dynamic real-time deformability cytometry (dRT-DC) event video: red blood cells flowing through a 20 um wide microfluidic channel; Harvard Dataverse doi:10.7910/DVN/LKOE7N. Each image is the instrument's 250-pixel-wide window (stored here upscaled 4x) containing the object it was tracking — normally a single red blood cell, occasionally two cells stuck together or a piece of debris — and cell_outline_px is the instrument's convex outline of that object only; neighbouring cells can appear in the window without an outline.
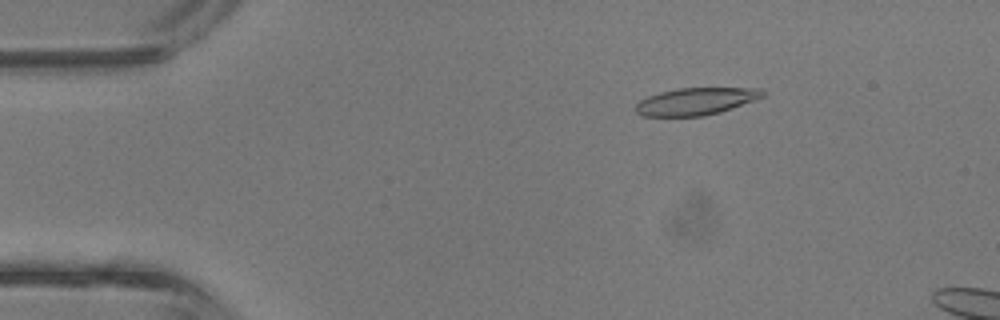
{"species": "common noctule bat (a hibernating species)", "species_latin": "Nyctalus noctula", "temperature_condition": "room temperature", "stored_images_in_passage": 14, "camera_frame_rate_fps": 3000, "um_per_image_px": 0.085, "animal": {"sex": "male", "body_mass_g": 13.3}, "frame": {"image": 1, "passage_image": 7, "time_ms": 2.0, "image_size_px": [1000, 320], "cell_outline_px": [[764, 96], [732, 108], [720, 112], [704, 116], [640, 116], [636, 112], [636, 104], [640, 100], [648, 96], [660, 92], [676, 88], [764, 88]], "centroid_in_image_um": [59.13, 8.61], "position_along_channel_um": 25.9, "area_um2": 20.11}}